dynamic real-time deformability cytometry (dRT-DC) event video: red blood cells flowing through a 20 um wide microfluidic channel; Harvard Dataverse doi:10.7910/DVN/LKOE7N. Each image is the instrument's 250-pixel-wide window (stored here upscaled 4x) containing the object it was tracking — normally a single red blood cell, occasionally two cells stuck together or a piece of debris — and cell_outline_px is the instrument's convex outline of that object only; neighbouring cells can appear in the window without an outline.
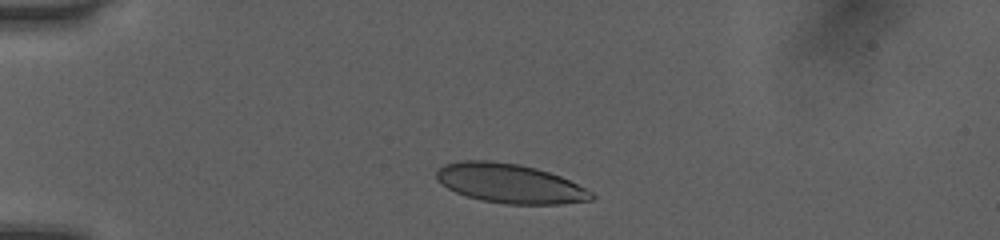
{"species": "human", "species_latin": "Homo sapiens", "temperature_condition": "room temperature", "stored_images_in_passage": 35, "camera_frame_rate_fps": 3000, "um_per_image_px": 0.085, "donor": {"sex": "female"}, "frame": {"image": 1, "passage_image": 1, "time_ms": 0.0, "image_size_px": [1000, 240], "cell_outline_px": [[596, 196], [592, 200], [560, 204], [504, 204], [480, 200], [456, 192], [448, 188], [436, 176], [436, 172], [444, 164], [464, 160], [488, 160], [520, 164], [536, 168], [560, 176], [592, 192]], "centroid_in_image_um": [43.35, 15.59], "position_along_channel_um": 41.6, "area_um2": 35.26}}
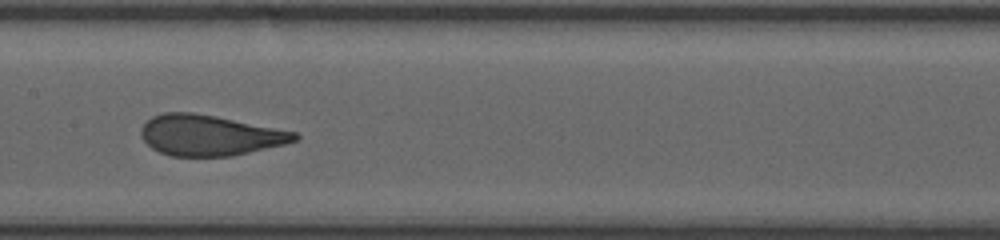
{"frame": {"image": 2, "passage_image": 15, "time_ms": 4.667, "image_size_px": [1000, 240], "cell_outline_px": [[300, 136], [296, 140], [284, 144], [232, 156], [172, 156], [160, 152], [152, 148], [140, 136], [140, 132], [144, 124], [152, 116], [164, 112], [192, 112], [216, 116], [296, 132]], "centroid_in_image_um": [17.8, 11.49], "position_along_channel_um": 189.6, "area_um2": 36.13}}
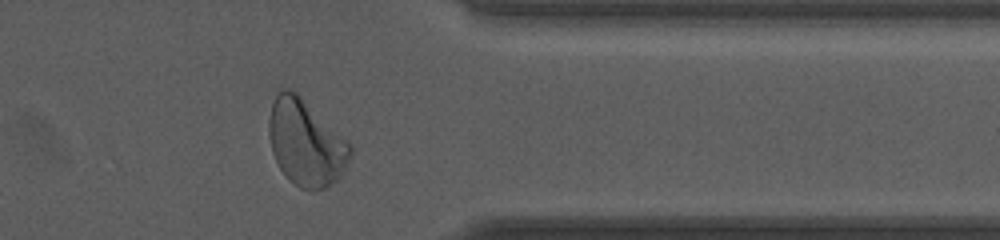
{"frame": {"image": 3, "passage_image": 30, "time_ms": 9.667, "image_size_px": [1000, 240], "cell_outline_px": [[352, 152], [340, 176], [336, 180], [324, 188], [300, 188], [288, 180], [280, 168], [272, 152], [268, 132], [268, 124], [272, 104], [276, 96], [284, 88], [288, 88], [296, 92], [352, 144]], "centroid_in_image_um": [25.99, 12.13], "position_along_channel_um": 385.4, "area_um2": 40.29}, "authors_computed_cell_mechanics": {"area_um2": 36.1828, "velocity_mm_per_s": 4.0685, "shape_relaxation_time_tau1_ms": 3.6468, "shape_relaxation_time_tau2_ms": null, "deformation_change_tau1": 0.1684, "deformation_change_tau2": null}}